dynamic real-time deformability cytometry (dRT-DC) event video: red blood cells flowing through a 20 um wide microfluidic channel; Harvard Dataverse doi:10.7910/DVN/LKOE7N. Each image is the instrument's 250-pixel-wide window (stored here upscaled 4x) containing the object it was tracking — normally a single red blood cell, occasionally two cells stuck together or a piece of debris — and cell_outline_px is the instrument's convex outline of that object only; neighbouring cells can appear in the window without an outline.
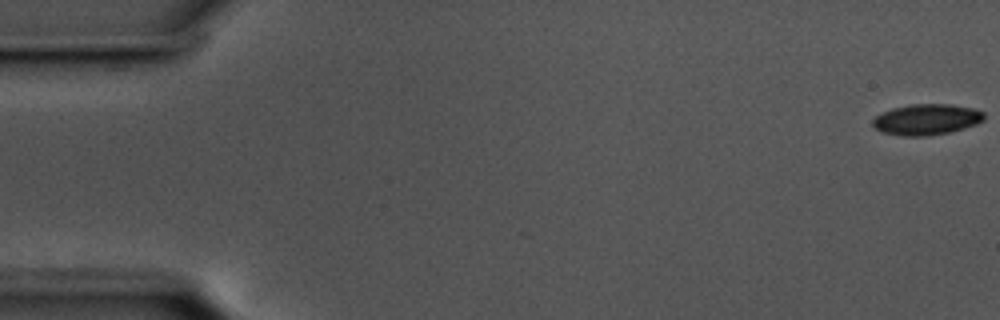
{"species": "common noctule bat (a hibernating species)", "species_latin": "Nyctalus noctula", "temperature_condition": "cold", "stored_images_in_passage": 57, "camera_frame_rate_fps": 3000, "um_per_image_px": 0.085, "animal": {"sex": "male", "body_mass_g": 17.5, "forearm_length_mm": 52.3}, "frame": {"image": 1, "passage_image": 1, "time_ms": 0.0, "image_size_px": [1000, 320], "cell_outline_px": [[984, 120], [976, 124], [964, 128], [948, 132], [928, 136], [900, 136], [880, 132], [872, 124], [872, 120], [880, 112], [892, 108], [912, 104], [952, 104], [972, 108], [984, 112]], "centroid_in_image_um": [78.73, 10.15], "position_along_channel_um": 6.3, "area_um2": 20.17}}
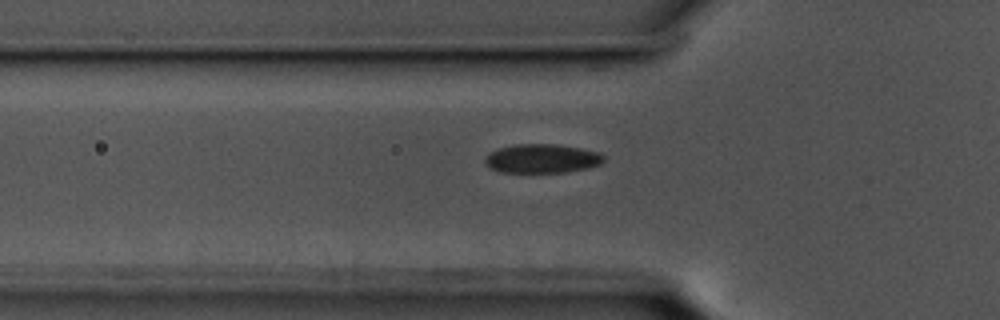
{"frame": {"image": 2, "passage_image": 19, "time_ms": 6.0, "image_size_px": [1000, 320], "cell_outline_px": [[604, 160], [600, 164], [588, 168], [564, 172], [500, 172], [488, 168], [484, 160], [488, 152], [500, 148], [516, 144], [556, 144], [580, 148], [600, 152], [604, 156]], "centroid_in_image_um": [46.05, 13.47], "position_along_channel_um": 79.8, "area_um2": 20.11}}
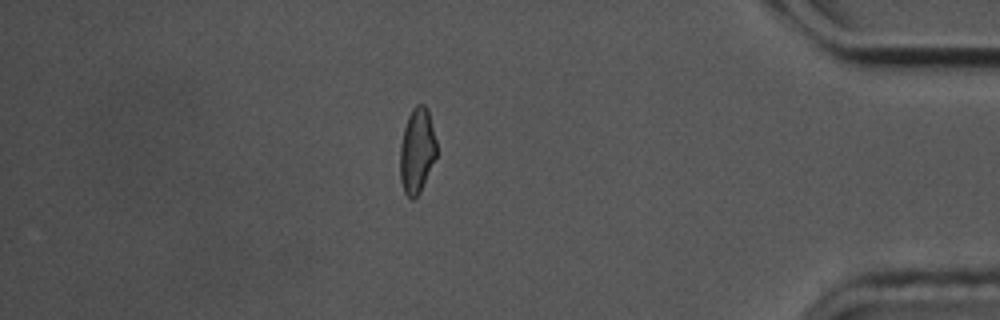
{"frame": {"image": 3, "passage_image": 49, "time_ms": 16.0, "image_size_px": [1000, 320], "cell_outline_px": [[436, 156], [420, 192], [412, 200], [404, 192], [400, 180], [400, 144], [404, 128], [408, 116], [412, 108], [416, 104], [424, 104], [428, 108], [436, 140]], "centroid_in_image_um": [35.43, 12.78], "position_along_channel_um": 399.8, "area_um2": 18.15}, "authors_computed_cell_mechanics": {"area_um2": 19.5364, "velocity_mm_per_s": 3.5942, "shape_relaxation_time_tau1_ms": 4.7888, "shape_relaxation_time_tau2_ms": 2.3806, "deformation_change_tau1": 0.0974, "deformation_change_tau2": 0.0649}}